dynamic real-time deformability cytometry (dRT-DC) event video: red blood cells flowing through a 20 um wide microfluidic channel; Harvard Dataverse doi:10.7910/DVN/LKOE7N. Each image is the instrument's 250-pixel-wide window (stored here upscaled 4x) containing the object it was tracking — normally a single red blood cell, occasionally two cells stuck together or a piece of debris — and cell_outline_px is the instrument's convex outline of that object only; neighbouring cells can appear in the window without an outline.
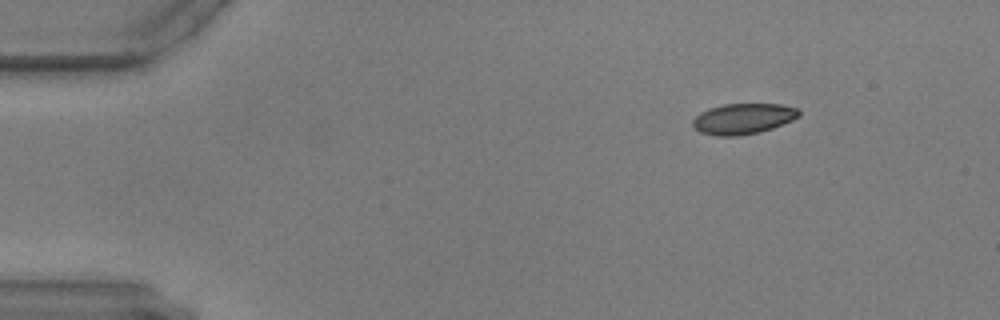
{"species": "common noctule bat (a hibernating species)", "species_latin": "Nyctalus noctula", "temperature_condition": "warm", "stored_images_in_passage": 51, "camera_frame_rate_fps": 3000, "um_per_image_px": 0.085, "animal": {"sex": "male", "body_mass_g": 17.9, "forearm_length_mm": 54.2}, "frame": {"image": 1, "passage_image": 1, "time_ms": 0.0, "image_size_px": [1000, 320], "cell_outline_px": [[800, 116], [792, 120], [772, 128], [760, 132], [740, 136], [716, 136], [700, 132], [692, 124], [692, 120], [700, 112], [708, 108], [724, 104], [780, 104], [796, 108], [800, 112]], "centroid_in_image_um": [63.15, 10.09], "position_along_channel_um": 21.9, "area_um2": 19.02}}
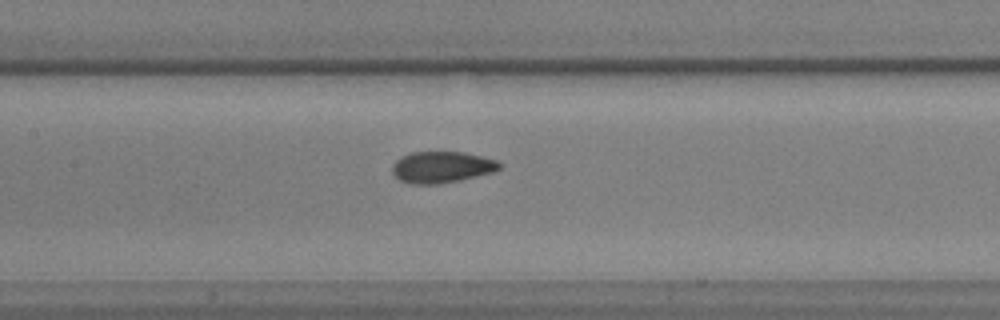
{"frame": {"image": 2, "passage_image": 21, "time_ms": 6.667, "image_size_px": [1000, 320], "cell_outline_px": [[500, 168], [492, 172], [460, 180], [440, 184], [408, 184], [400, 180], [392, 172], [392, 164], [396, 160], [412, 152], [464, 152], [500, 160]], "centroid_in_image_um": [37.55, 14.21], "position_along_channel_um": 169.8, "area_um2": 19.65}}
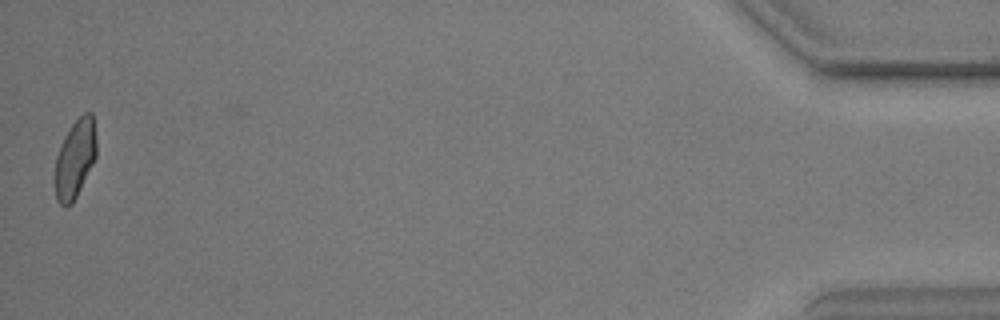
{"frame": {"image": 3, "passage_image": 51, "time_ms": 16.667, "image_size_px": [1000, 320], "cell_outline_px": [[96, 156], [72, 204], [68, 208], [64, 208], [56, 200], [56, 156], [64, 136], [72, 124], [84, 112], [92, 112], [96, 140]], "centroid_in_image_um": [6.38, 13.5], "position_along_channel_um": 428.8, "area_um2": 18.67}}